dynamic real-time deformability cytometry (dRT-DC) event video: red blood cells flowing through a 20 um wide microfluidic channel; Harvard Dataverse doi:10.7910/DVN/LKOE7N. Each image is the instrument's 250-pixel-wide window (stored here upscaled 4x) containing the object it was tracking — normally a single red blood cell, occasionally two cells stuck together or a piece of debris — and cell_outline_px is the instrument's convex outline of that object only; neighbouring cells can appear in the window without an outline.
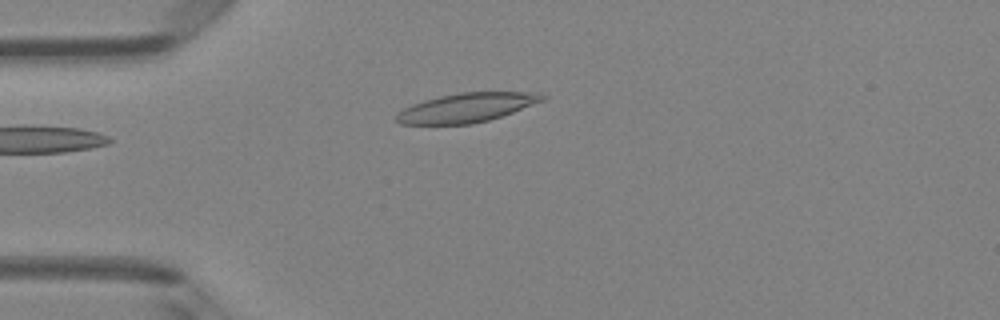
{"species": "Egyptian fruit bat (a non-hibernating species)", "species_latin": "Rousettus aegyptiacus", "temperature_condition": "room temperature", "stored_images_in_passage": 4, "camera_frame_rate_fps": 3000, "um_per_image_px": 0.085, "animal": {"sex": "female"}, "frame": {"image": 1, "passage_image": 3, "time_ms": 3.333, "image_size_px": [1000, 320], "cell_outline_px": [[548, 96], [544, 100], [512, 112], [488, 120], [472, 124], [400, 124], [396, 120], [396, 112], [412, 104], [424, 100], [440, 96], [460, 92], [540, 92]], "centroid_in_image_um": [39.66, 9.14], "position_along_channel_um": 45.3, "area_um2": 24.74}}